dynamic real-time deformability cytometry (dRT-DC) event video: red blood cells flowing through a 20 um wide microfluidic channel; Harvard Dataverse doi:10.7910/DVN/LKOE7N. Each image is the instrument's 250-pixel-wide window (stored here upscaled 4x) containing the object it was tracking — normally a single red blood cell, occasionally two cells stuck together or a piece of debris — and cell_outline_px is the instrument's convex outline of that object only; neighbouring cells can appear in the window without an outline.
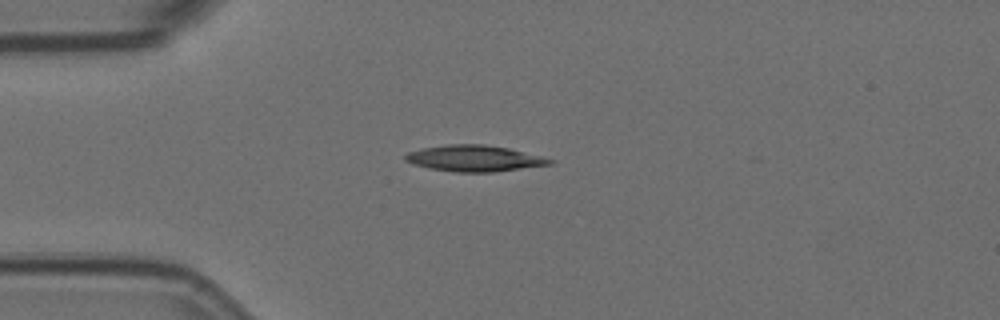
{"species": "Egyptian fruit bat (a non-hibernating species)", "species_latin": "Rousettus aegyptiacus", "temperature_condition": "room temperature", "stored_images_in_passage": 3, "camera_frame_rate_fps": 3000, "um_per_image_px": 0.085, "animal": {"sex": "female"}, "frame": {"image": 1, "passage_image": 2, "time_ms": 0.333, "image_size_px": [1000, 320], "cell_outline_px": [[556, 160], [552, 164], [492, 172], [456, 172], [428, 168], [412, 164], [404, 160], [404, 156], [408, 152], [420, 148], [448, 144], [484, 144], [508, 148]], "centroid_in_image_um": [40.27, 13.46], "position_along_channel_um": 44.7, "area_um2": 22.02}}